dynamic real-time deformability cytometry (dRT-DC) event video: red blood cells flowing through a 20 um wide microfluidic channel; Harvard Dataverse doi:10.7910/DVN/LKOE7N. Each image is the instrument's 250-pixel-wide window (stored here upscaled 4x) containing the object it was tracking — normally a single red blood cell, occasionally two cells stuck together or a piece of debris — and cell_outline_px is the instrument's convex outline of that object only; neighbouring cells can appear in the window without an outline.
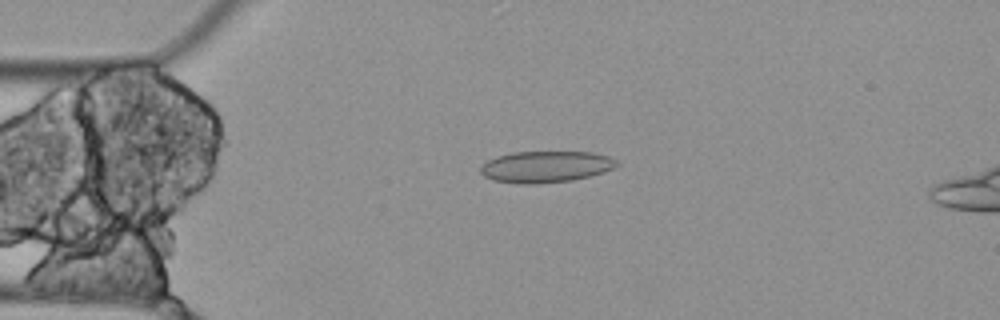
{"species": "Egyptian fruit bat (a non-hibernating species)", "species_latin": "Rousettus aegyptiacus", "temperature_condition": "cold", "stored_images_in_passage": 4, "camera_frame_rate_fps": 3000, "um_per_image_px": 0.085, "animal": {"sex": "female"}, "frame": {"image": 1, "passage_image": 3, "time_ms": 0.667, "image_size_px": [1000, 320], "cell_outline_px": [[620, 164], [604, 172], [572, 180], [536, 184], [520, 184], [492, 180], [484, 176], [480, 172], [480, 164], [496, 156], [512, 152], [592, 152], [608, 156], [616, 160]], "centroid_in_image_um": [46.35, 14.17], "position_along_channel_um": 38.7, "area_um2": 25.09}}